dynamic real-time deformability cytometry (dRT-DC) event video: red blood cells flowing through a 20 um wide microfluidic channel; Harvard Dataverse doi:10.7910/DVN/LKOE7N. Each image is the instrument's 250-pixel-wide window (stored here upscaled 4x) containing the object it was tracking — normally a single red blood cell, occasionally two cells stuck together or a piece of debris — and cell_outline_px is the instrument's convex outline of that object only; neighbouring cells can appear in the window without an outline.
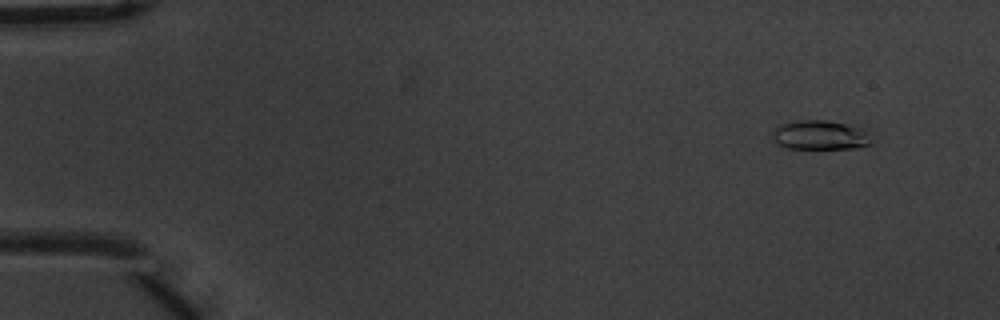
{"species": "common noctule bat (a hibernating species)", "species_latin": "Nyctalus noctula", "temperature_condition": "warm", "stored_images_in_passage": 5, "camera_frame_rate_fps": 3000, "um_per_image_px": 0.085, "animal": {"sex": "male", "body_mass_g": 20.1, "forearm_length_mm": 53.5}, "frame": {"image": 1, "passage_image": 2, "time_ms": 0.333, "image_size_px": [1000, 320], "cell_outline_px": [[876, 140], [872, 144], [856, 148], [784, 148], [776, 144], [772, 136], [772, 132], [780, 124], [796, 120], [828, 120], [864, 128], [876, 132]], "centroid_in_image_um": [69.85, 11.48], "position_along_channel_um": 15.2, "area_um2": 17.69}}